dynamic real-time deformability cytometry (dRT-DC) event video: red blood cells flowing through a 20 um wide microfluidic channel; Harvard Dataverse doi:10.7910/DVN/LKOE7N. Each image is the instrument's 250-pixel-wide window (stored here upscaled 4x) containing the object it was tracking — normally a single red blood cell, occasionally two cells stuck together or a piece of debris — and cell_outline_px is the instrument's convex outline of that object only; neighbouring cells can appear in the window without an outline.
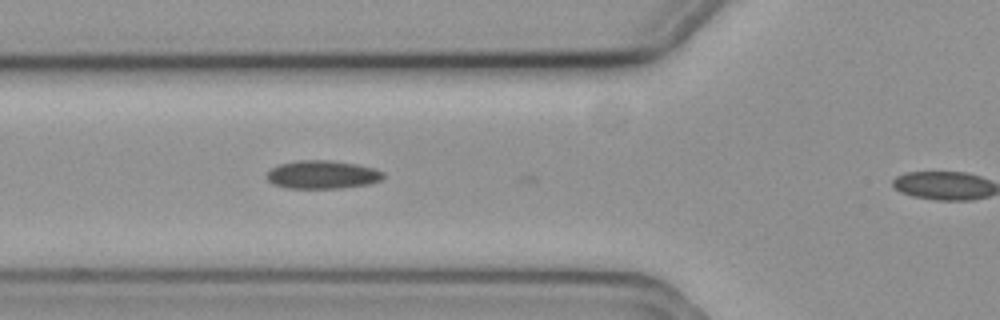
{"species": "common noctule bat (a hibernating species)", "species_latin": "Nyctalus noctula", "temperature_condition": "cold", "stored_images_in_passage": 5, "camera_frame_rate_fps": 3000, "um_per_image_px": 0.085, "animal": {"sex": "female", "body_mass_g": 19.3, "forearm_length_mm": 54.1}, "frame": {"image": 1, "passage_image": 4, "time_ms": 1.0, "image_size_px": [1000, 320], "cell_outline_px": [[384, 176], [380, 180], [368, 184], [340, 188], [288, 188], [272, 184], [268, 180], [268, 172], [272, 168], [280, 164], [300, 160], [328, 160], [356, 164], [372, 168], [384, 172]], "centroid_in_image_um": [27.4, 14.84], "position_along_channel_um": 98.4, "area_um2": 18.96}}